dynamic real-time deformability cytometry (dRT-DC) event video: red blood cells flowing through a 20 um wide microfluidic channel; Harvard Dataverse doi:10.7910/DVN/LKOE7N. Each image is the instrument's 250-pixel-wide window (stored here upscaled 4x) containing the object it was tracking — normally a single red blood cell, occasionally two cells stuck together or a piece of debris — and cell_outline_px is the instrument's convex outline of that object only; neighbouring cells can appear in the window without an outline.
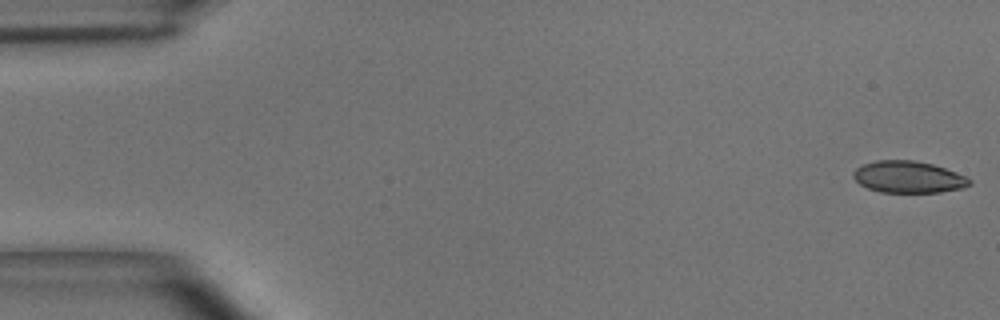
{"species": "common noctule bat (a hibernating species)", "species_latin": "Nyctalus noctula", "temperature_condition": "room temperature", "stored_images_in_passage": 16, "camera_frame_rate_fps": 3000, "um_per_image_px": 0.085, "animal": {"sex": "male", "body_mass_g": 15.6}, "frame": {"image": 1, "passage_image": 1, "time_ms": 0.0, "image_size_px": [1000, 320], "cell_outline_px": [[972, 184], [964, 188], [940, 192], [880, 192], [868, 188], [860, 184], [852, 176], [852, 172], [856, 168], [864, 164], [876, 160], [912, 160], [932, 164], [956, 172], [972, 180]], "centroid_in_image_um": [77.21, 15.05], "position_along_channel_um": 7.8, "area_um2": 21.5}}
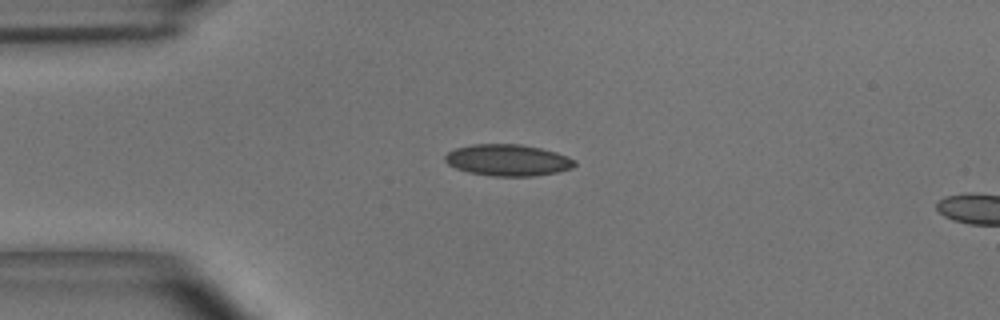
{"frame": {"image": 2, "passage_image": 13, "time_ms": 4.0, "image_size_px": [1000, 320], "cell_outline_px": [[576, 164], [572, 168], [556, 172], [536, 176], [492, 176], [468, 172], [456, 168], [448, 164], [444, 160], [444, 156], [448, 152], [456, 148], [472, 144], [520, 144], [540, 148], [556, 152], [568, 156], [576, 160]], "centroid_in_image_um": [43.17, 13.61], "position_along_channel_um": 41.8, "area_um2": 23.87}}